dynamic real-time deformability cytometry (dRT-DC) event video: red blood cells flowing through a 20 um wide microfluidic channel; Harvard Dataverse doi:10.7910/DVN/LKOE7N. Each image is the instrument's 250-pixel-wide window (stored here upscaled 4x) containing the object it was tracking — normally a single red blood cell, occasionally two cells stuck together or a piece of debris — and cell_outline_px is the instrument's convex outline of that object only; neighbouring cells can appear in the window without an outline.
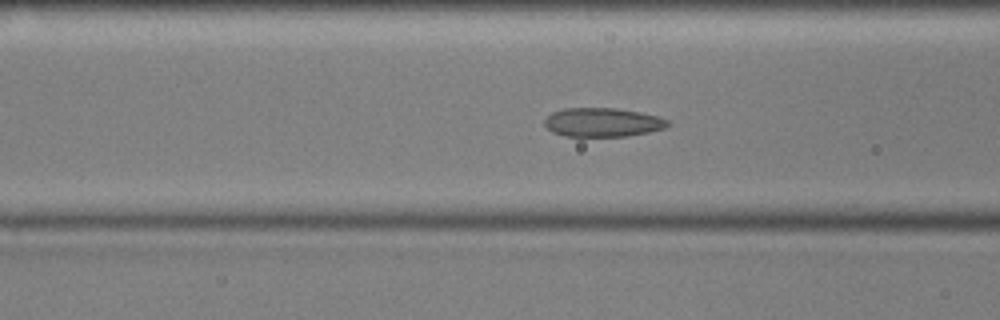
{"species": "common noctule bat (a hibernating species)", "species_latin": "Nyctalus noctula", "temperature_condition": "cold", "stored_images_in_passage": 29, "camera_frame_rate_fps": 3000, "um_per_image_px": 0.085, "animal": {"sex": "male", "body_mass_g": 17.9, "forearm_length_mm": 54.2}, "frame": {"image": 1, "passage_image": 20, "time_ms": 6.333, "image_size_px": [1000, 320], "cell_outline_px": [[668, 124], [664, 128], [648, 132], [628, 136], [564, 136], [552, 132], [544, 124], [544, 120], [552, 112], [564, 108], [616, 108], [640, 112], [656, 116], [668, 120]], "centroid_in_image_um": [51.18, 10.39], "position_along_channel_um": 115.4, "area_um2": 20.63}}
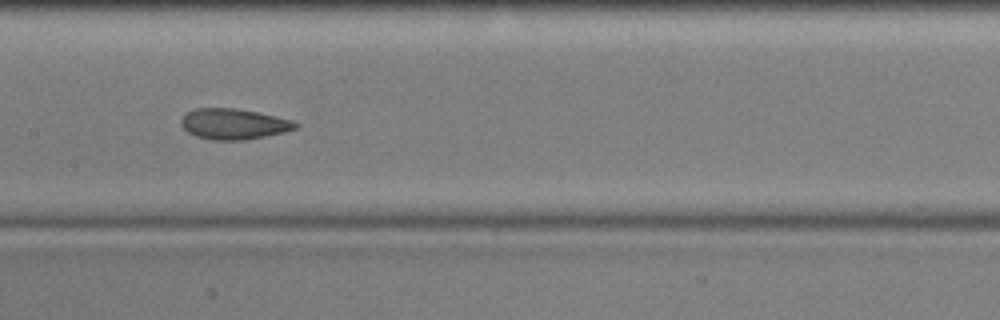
{"frame": {"image": 2, "passage_image": 26, "time_ms": 8.333, "image_size_px": [1000, 320], "cell_outline_px": [[300, 124], [296, 128], [284, 132], [244, 140], [212, 140], [196, 136], [188, 132], [180, 124], [180, 120], [188, 112], [196, 108], [232, 108], [256, 112], [276, 116], [292, 120]], "centroid_in_image_um": [19.86, 10.54], "position_along_channel_um": 187.5, "area_um2": 20.29}}
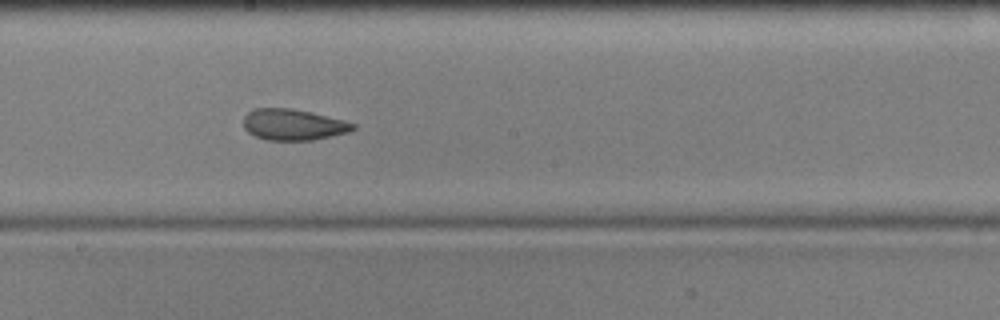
{"frame": {"image": 3, "passage_image": 29, "time_ms": 9.333, "image_size_px": [1000, 320], "cell_outline_px": [[356, 128], [348, 132], [312, 140], [268, 140], [256, 136], [248, 132], [244, 128], [244, 116], [252, 108], [292, 108], [312, 112], [344, 120], [356, 124]], "centroid_in_image_um": [24.92, 10.58], "position_along_channel_um": 223.3, "area_um2": 19.88}}